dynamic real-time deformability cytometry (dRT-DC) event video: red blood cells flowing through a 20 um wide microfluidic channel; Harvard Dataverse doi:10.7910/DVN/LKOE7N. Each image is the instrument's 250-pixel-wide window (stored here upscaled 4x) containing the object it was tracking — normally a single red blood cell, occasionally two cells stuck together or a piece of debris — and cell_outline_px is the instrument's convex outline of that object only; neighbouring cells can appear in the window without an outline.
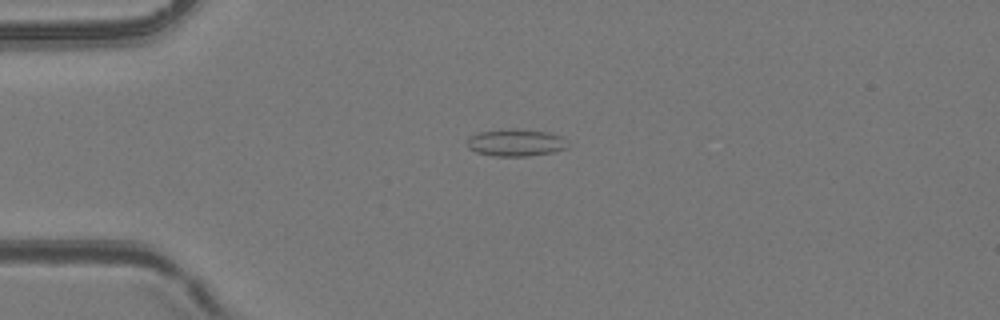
{"species": "common noctule bat (a hibernating species)", "species_latin": "Nyctalus noctula", "temperature_condition": "room temperature", "stored_images_in_passage": 53, "camera_frame_rate_fps": 3000, "um_per_image_px": 0.085, "animal": {"sex": "female", "body_mass_g": 24.6, "forearm_length_mm": 56.2}, "frame": {"image": 1, "passage_image": 14, "time_ms": 4.333, "image_size_px": [1000, 320], "cell_outline_px": [[568, 148], [552, 152], [528, 156], [492, 156], [476, 152], [468, 148], [468, 136], [476, 132], [500, 128], [520, 128], [548, 132], [560, 136], [568, 144]], "centroid_in_image_um": [43.79, 12.1], "position_along_channel_um": 41.2, "area_um2": 16.3}}
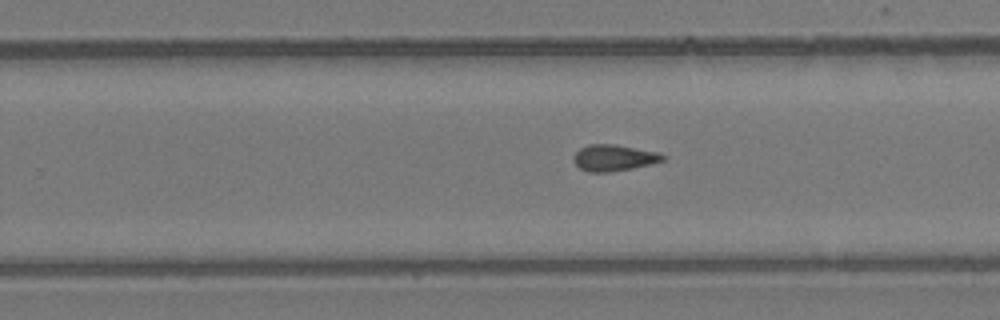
{"frame": {"image": 2, "passage_image": 34, "time_ms": 11.0, "image_size_px": [1000, 320], "cell_outline_px": [[668, 156], [664, 160], [652, 164], [632, 168], [608, 172], [588, 172], [580, 168], [572, 160], [576, 152], [580, 148], [588, 144], [616, 144], [660, 152]], "centroid_in_image_um": [52.22, 13.4], "position_along_channel_um": 277.6, "area_um2": 13.87}}
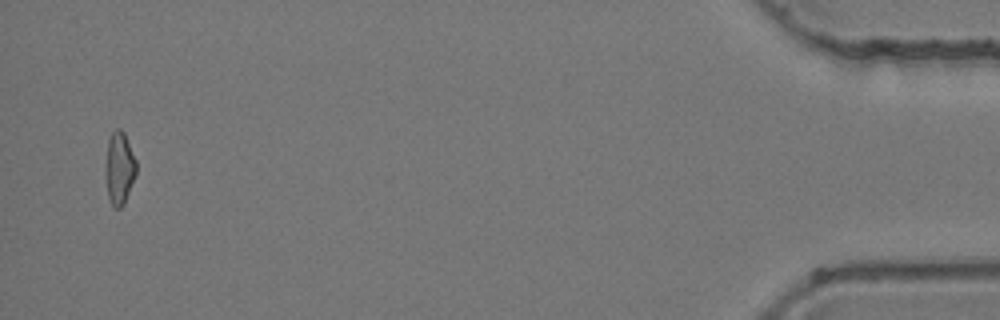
{"frame": {"image": 3, "passage_image": 52, "time_ms": 17.0, "image_size_px": [1000, 320], "cell_outline_px": [[136, 176], [124, 204], [120, 208], [112, 208], [108, 196], [108, 140], [112, 132], [116, 128], [120, 128], [124, 132], [136, 160]], "centroid_in_image_um": [10.2, 14.31], "position_along_channel_um": 425.0, "area_um2": 12.48}, "authors_computed_cell_mechanics": {"area_um2": 13.4096, "velocity_mm_per_s": 3.9702, "shape_relaxation_time_tau1_ms": null, "shape_relaxation_time_tau2_ms": 2.9729, "deformation_change_tau1": null, "deformation_change_tau2": 0.095}}